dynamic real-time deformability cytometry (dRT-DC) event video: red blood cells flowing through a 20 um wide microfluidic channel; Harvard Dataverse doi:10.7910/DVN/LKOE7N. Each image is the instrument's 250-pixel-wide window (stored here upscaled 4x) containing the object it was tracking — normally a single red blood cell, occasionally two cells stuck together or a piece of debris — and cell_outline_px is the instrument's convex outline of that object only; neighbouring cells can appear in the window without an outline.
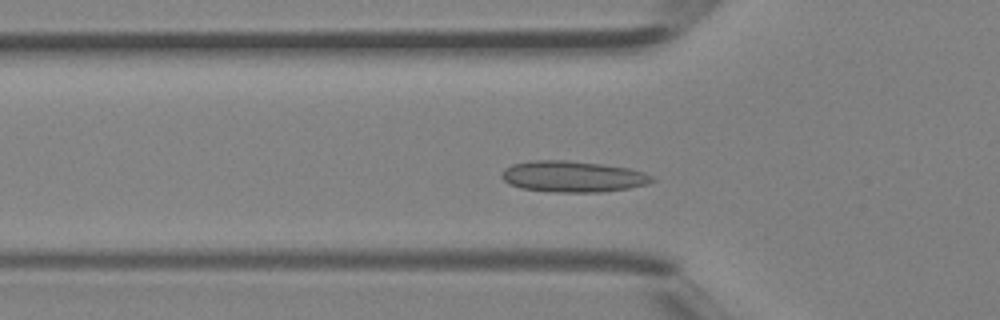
{"species": "Egyptian fruit bat (a non-hibernating species)", "species_latin": "Rousettus aegyptiacus", "temperature_condition": "room temperature", "stored_images_in_passage": 29, "camera_frame_rate_fps": 3000, "um_per_image_px": 0.085, "animal": {"sex": "female"}, "frame": {"image": 1, "passage_image": 2, "time_ms": 0.333, "image_size_px": [1000, 320], "cell_outline_px": [[656, 180], [648, 184], [628, 188], [600, 192], [556, 192], [520, 188], [508, 184], [500, 176], [500, 172], [504, 168], [512, 164], [532, 160], [568, 160], [604, 164], [632, 168], [644, 172], [652, 176]], "centroid_in_image_um": [48.68, 14.99], "position_along_channel_um": 77.1, "area_um2": 27.63}}
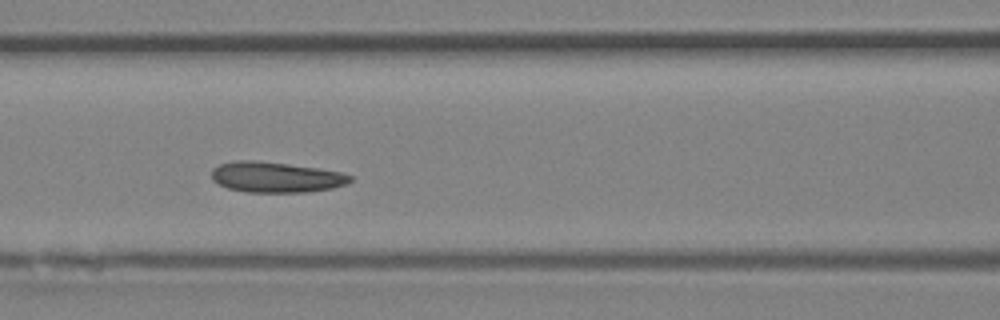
{"frame": {"image": 2, "passage_image": 6, "time_ms": 1.667, "image_size_px": [1000, 320], "cell_outline_px": [[352, 180], [344, 184], [332, 188], [308, 192], [248, 192], [228, 188], [212, 180], [212, 168], [220, 164], [236, 160], [256, 160], [320, 168], [340, 172], [352, 176]], "centroid_in_image_um": [23.44, 15.05], "position_along_channel_um": 143.2, "area_um2": 24.62}}
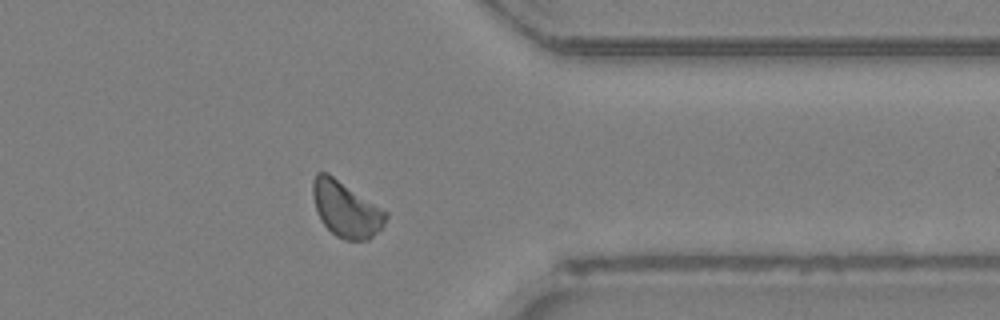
{"frame": {"image": 3, "passage_image": 21, "time_ms": 6.667, "image_size_px": [1000, 320], "cell_outline_px": [[388, 216], [384, 224], [368, 240], [344, 240], [336, 236], [320, 220], [316, 212], [312, 196], [312, 184], [316, 172], [328, 172], [388, 212]], "centroid_in_image_um": [29.38, 17.76], "position_along_channel_um": 382.0, "area_um2": 23.76}}